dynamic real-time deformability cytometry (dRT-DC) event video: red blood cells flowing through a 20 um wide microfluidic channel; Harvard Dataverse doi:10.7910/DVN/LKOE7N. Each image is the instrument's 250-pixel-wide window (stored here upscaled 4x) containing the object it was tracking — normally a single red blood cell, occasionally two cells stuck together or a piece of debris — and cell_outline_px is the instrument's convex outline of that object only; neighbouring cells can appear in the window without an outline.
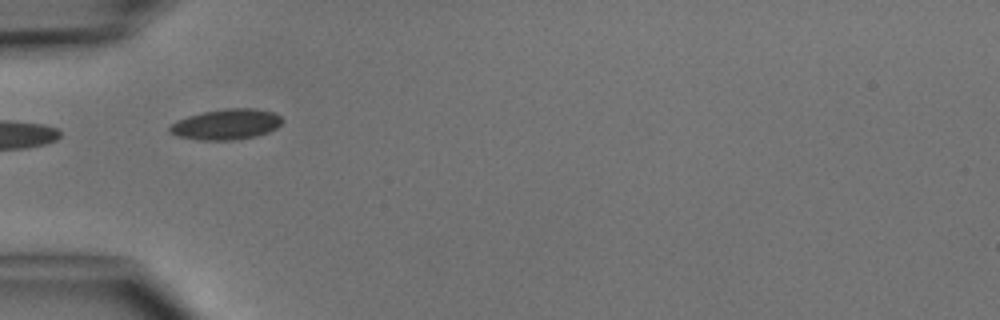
{"species": "common noctule bat (a hibernating species)", "species_latin": "Nyctalus noctula", "temperature_condition": "cold", "stored_images_in_passage": 4, "camera_frame_rate_fps": 3000, "um_per_image_px": 0.085, "animal": {"sex": "male", "body_mass_g": 15.6}, "frame": {"image": 1, "passage_image": 3, "time_ms": 2.333, "image_size_px": [1000, 320], "cell_outline_px": [[284, 120], [276, 128], [268, 132], [256, 136], [232, 140], [196, 140], [176, 136], [168, 132], [168, 128], [176, 120], [188, 116], [204, 112], [224, 108], [252, 108], [272, 112], [280, 116]], "centroid_in_image_um": [19.2, 10.57], "position_along_channel_um": 65.8, "area_um2": 20.11}}